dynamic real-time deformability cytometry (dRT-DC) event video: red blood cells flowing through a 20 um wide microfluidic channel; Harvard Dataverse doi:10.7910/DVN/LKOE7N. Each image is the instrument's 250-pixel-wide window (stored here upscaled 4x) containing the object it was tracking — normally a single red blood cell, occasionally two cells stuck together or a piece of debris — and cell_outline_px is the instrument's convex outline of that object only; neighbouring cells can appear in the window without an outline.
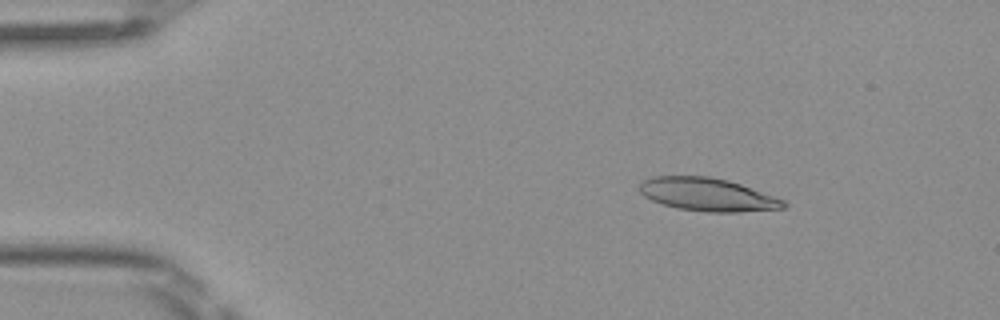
{"species": "Egyptian fruit bat (a non-hibernating species)", "species_latin": "Rousettus aegyptiacus", "temperature_condition": "room temperature", "stored_images_in_passage": 3, "camera_frame_rate_fps": 3000, "um_per_image_px": 0.085, "frame": {"image": 1, "passage_image": 1, "time_ms": 0.0, "image_size_px": [1000, 320], "cell_outline_px": [[788, 204], [784, 208], [740, 212], [708, 212], [676, 208], [652, 200], [644, 196], [640, 192], [640, 184], [644, 180], [652, 176], [708, 176], [728, 180], [740, 184], [784, 200]], "centroid_in_image_um": [60.13, 16.54], "position_along_channel_um": 24.9, "area_um2": 27.57}}
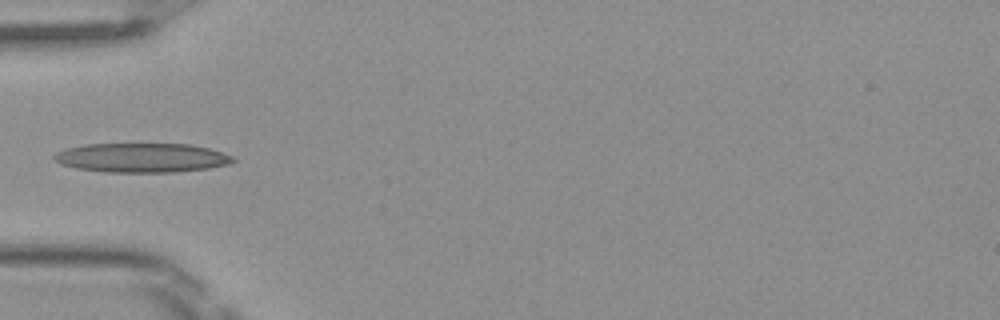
{"frame": {"image": 2, "passage_image": 3, "time_ms": 0.667, "image_size_px": [1000, 320], "cell_outline_px": [[236, 160], [228, 164], [208, 168], [172, 172], [104, 172], [76, 168], [60, 164], [52, 160], [52, 156], [56, 152], [64, 148], [84, 144], [188, 144], [208, 148], [232, 156]], "centroid_in_image_um": [11.96, 13.4], "position_along_channel_um": 73.0, "area_um2": 30.58}}